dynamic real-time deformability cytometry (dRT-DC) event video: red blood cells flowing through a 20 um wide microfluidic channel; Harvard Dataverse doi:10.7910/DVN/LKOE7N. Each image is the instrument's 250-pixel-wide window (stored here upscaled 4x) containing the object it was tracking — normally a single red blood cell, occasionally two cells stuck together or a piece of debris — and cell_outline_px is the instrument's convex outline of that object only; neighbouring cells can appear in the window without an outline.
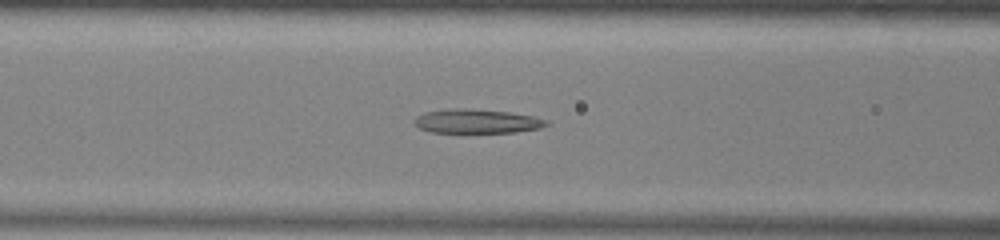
{"species": "common noctule bat (a hibernating species)", "species_latin": "Nyctalus noctula", "temperature_condition": "warm", "stored_images_in_passage": 41, "camera_frame_rate_fps": 3000, "um_per_image_px": 0.085, "animal": {"sex": "male", "body_mass_g": 13.0, "forearm_length_mm": 53.1}, "frame": {"image": 1, "passage_image": 10, "time_ms": 3.0, "image_size_px": [1000, 240], "cell_outline_px": [[548, 124], [540, 128], [516, 132], [464, 136], [432, 132], [420, 128], [412, 124], [412, 120], [416, 116], [424, 112], [448, 108], [464, 108], [508, 112], [532, 116], [548, 120]], "centroid_in_image_um": [40.44, 10.36], "position_along_channel_um": 126.2, "area_um2": 19.77}}
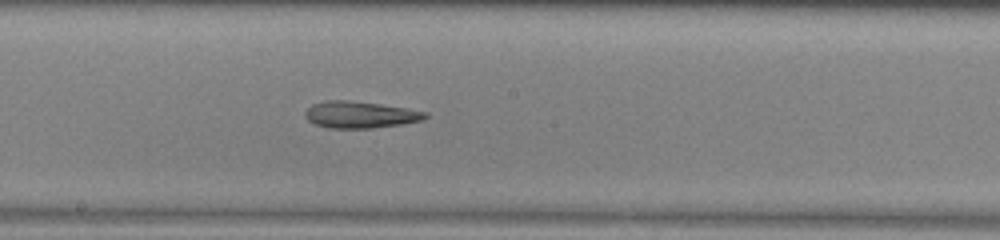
{"frame": {"image": 2, "passage_image": 17, "time_ms": 5.333, "image_size_px": [1000, 240], "cell_outline_px": [[428, 116], [424, 120], [404, 124], [372, 128], [328, 128], [316, 124], [308, 120], [304, 116], [304, 112], [312, 104], [324, 100], [348, 100], [380, 104], [408, 108], [428, 112]], "centroid_in_image_um": [30.63, 9.74], "position_along_channel_um": 217.6, "area_um2": 18.9}}
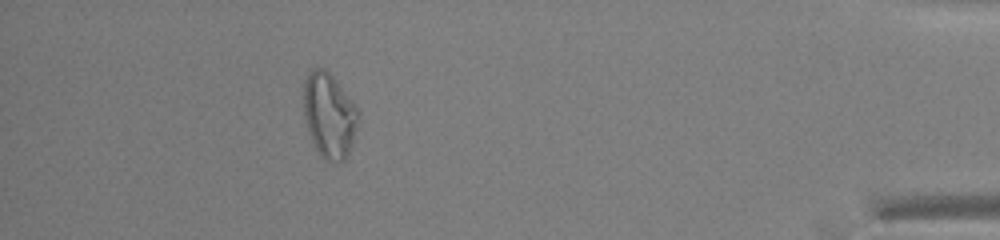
{"frame": {"image": 3, "passage_image": 36, "time_ms": 11.667, "image_size_px": [1000, 240], "cell_outline_px": [[360, 112], [352, 144], [344, 160], [336, 164], [324, 160], [320, 156], [312, 140], [304, 120], [304, 84], [308, 72], [312, 68], [324, 68], [336, 80], [360, 108]], "centroid_in_image_um": [28.0, 9.81], "position_along_channel_um": 407.2, "area_um2": 27.34}}